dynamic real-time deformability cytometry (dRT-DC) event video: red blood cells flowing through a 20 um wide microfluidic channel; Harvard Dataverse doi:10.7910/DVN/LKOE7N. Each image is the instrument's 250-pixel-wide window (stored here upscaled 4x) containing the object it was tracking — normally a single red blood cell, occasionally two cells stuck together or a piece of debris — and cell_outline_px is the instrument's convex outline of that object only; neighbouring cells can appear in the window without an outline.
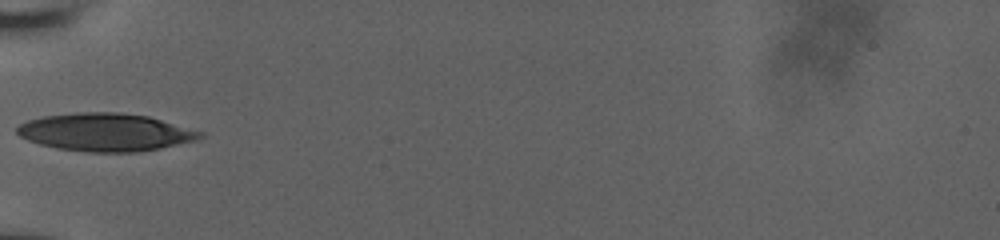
{"species": "human", "species_latin": "Homo sapiens", "temperature_condition": "room temperature", "stored_images_in_passage": 30, "camera_frame_rate_fps": 3000, "um_per_image_px": 0.085, "donor": {"sex": "male"}, "frame": {"image": 1, "passage_image": 1, "time_ms": 0.0, "image_size_px": [1000, 240], "cell_outline_px": [[204, 136], [196, 140], [160, 148], [136, 152], [88, 152], [56, 148], [40, 144], [28, 140], [20, 136], [16, 132], [16, 128], [20, 124], [28, 120], [44, 116], [76, 112], [116, 112], [148, 116], [204, 132]], "centroid_in_image_um": [8.96, 11.24], "position_along_channel_um": 76.0, "area_um2": 40.29}}
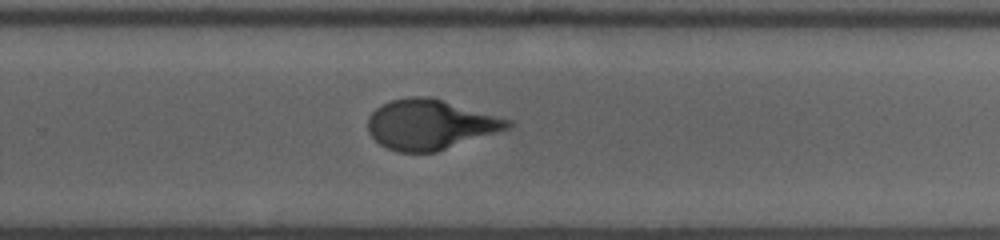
{"frame": {"image": 2, "passage_image": 19, "time_ms": 5.667, "image_size_px": [1000, 240], "cell_outline_px": [[512, 124], [508, 128], [436, 152], [396, 152], [380, 144], [368, 132], [368, 116], [376, 108], [392, 100], [412, 96], [428, 96], [512, 120]], "centroid_in_image_um": [36.53, 10.58], "position_along_channel_um": 293.3, "area_um2": 40.17}}
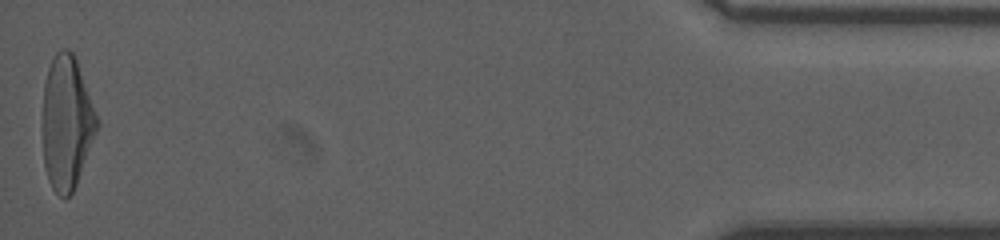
{"frame": {"image": 3, "passage_image": 30, "time_ms": 11.333, "image_size_px": [1000, 240], "cell_outline_px": [[100, 124], [76, 184], [72, 192], [64, 200], [52, 188], [48, 180], [44, 164], [44, 84], [48, 68], [56, 52], [60, 48], [68, 48], [72, 52], [76, 60], [100, 120]], "centroid_in_image_um": [5.7, 10.42], "position_along_channel_um": 429.5, "area_um2": 42.02}, "authors_computed_cell_mechanics": {"area_um2": 41.0091, "velocity_mm_per_s": 3.8422, "shape_relaxation_time_tau1_ms": 4.4626, "shape_relaxation_time_tau2_ms": null, "deformation_change_tau1": 0.215, "deformation_change_tau2": null}}